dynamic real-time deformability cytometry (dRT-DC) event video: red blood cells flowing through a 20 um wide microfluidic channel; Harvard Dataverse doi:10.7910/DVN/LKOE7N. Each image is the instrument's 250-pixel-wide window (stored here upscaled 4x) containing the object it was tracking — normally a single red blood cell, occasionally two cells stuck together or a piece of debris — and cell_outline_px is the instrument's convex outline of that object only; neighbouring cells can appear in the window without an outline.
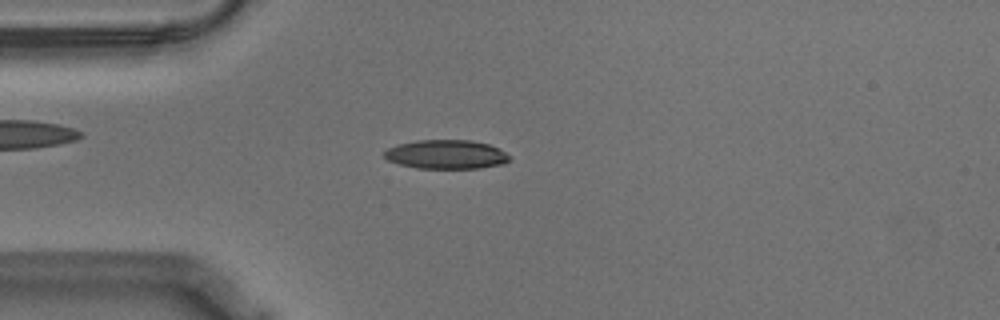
{"species": "Egyptian fruit bat (a non-hibernating species)", "species_latin": "Rousettus aegyptiacus", "temperature_condition": "warm", "stored_images_in_passage": 55, "camera_frame_rate_fps": 3000, "um_per_image_px": 0.085, "animal": {"sex": "male"}, "frame": {"image": 1, "passage_image": 14, "time_ms": 4.333, "image_size_px": [1000, 320], "cell_outline_px": [[512, 156], [504, 164], [480, 168], [416, 168], [400, 164], [388, 160], [384, 156], [384, 152], [388, 148], [396, 144], [416, 140], [472, 140], [488, 144]], "centroid_in_image_um": [37.92, 13.12], "position_along_channel_um": 47.1, "area_um2": 21.15}}
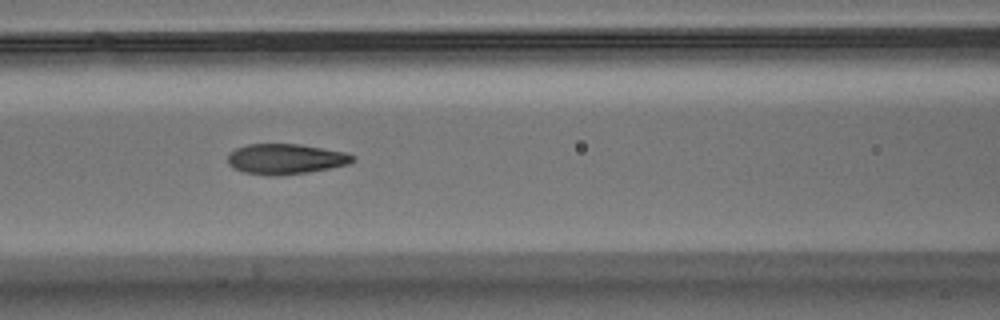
{"frame": {"image": 2, "passage_image": 23, "time_ms": 7.333, "image_size_px": [1000, 320], "cell_outline_px": [[356, 160], [348, 164], [308, 172], [280, 176], [268, 176], [244, 172], [232, 168], [228, 164], [228, 152], [236, 148], [248, 144], [300, 144], [344, 152], [356, 156]], "centroid_in_image_um": [24.25, 13.52], "position_along_channel_um": 142.4, "area_um2": 22.25}}
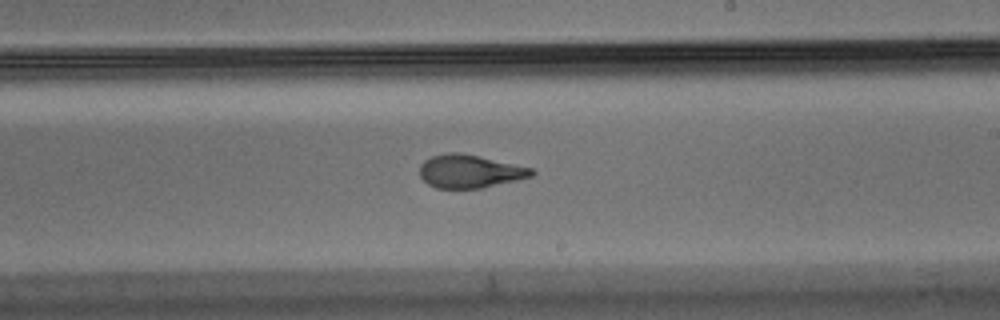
{"frame": {"image": 3, "passage_image": 32, "time_ms": 10.333, "image_size_px": [1000, 320], "cell_outline_px": [[536, 172], [532, 176], [516, 180], [480, 188], [436, 188], [428, 184], [420, 176], [420, 164], [424, 160], [432, 156], [448, 152], [460, 152], [480, 156], [532, 168]], "centroid_in_image_um": [39.91, 14.55], "position_along_channel_um": 249.1, "area_um2": 21.56}, "authors_computed_cell_mechanics": {"area_um2": 22.0796, "velocity_mm_per_s": 3.5637, "shape_relaxation_time_tau1_ms": 6.8095, "shape_relaxation_time_tau2_ms": 1.4716, "deformation_change_tau1": 0.2154, "deformation_change_tau2": 0.0772}}